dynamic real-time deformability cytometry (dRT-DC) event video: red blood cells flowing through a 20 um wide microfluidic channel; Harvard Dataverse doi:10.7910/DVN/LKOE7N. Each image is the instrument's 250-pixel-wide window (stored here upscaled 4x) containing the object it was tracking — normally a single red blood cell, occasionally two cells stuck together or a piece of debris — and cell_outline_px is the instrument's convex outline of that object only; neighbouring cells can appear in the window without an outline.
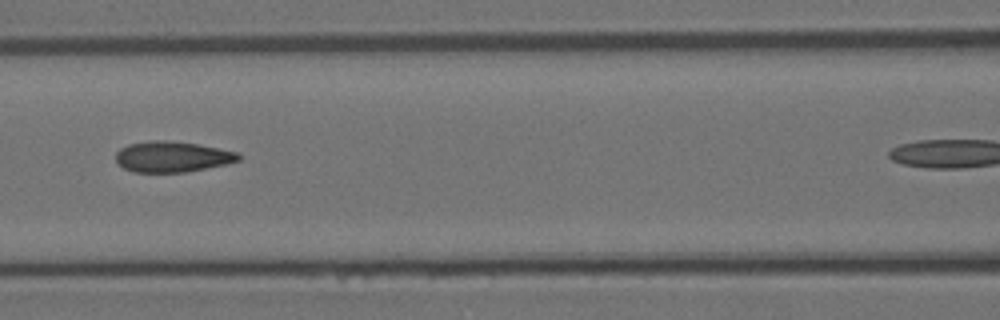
{"species": "Egyptian fruit bat (a non-hibernating species)", "species_latin": "Rousettus aegyptiacus", "temperature_condition": "room temperature", "stored_images_in_passage": 8, "camera_frame_rate_fps": 3000, "um_per_image_px": 0.085, "animal": {"sex": "female"}, "frame": {"image": 1, "passage_image": 5, "time_ms": 1.333, "image_size_px": [1000, 320], "cell_outline_px": [[240, 160], [224, 164], [188, 172], [132, 172], [124, 168], [116, 160], [116, 152], [120, 148], [128, 144], [152, 140], [164, 140], [196, 144], [240, 152]], "centroid_in_image_um": [14.63, 13.32], "position_along_channel_um": 152.0, "area_um2": 21.91}}
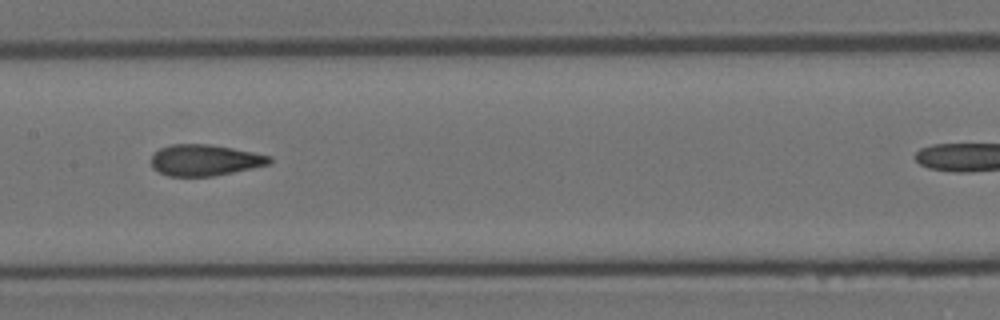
{"frame": {"image": 2, "passage_image": 6, "time_ms": 1.667, "image_size_px": [1000, 320], "cell_outline_px": [[272, 160], [268, 164], [252, 168], [212, 176], [168, 176], [152, 168], [152, 156], [160, 148], [172, 144], [208, 144], [232, 148], [272, 156]], "centroid_in_image_um": [17.4, 13.61], "position_along_channel_um": 190.0, "area_um2": 21.27}}
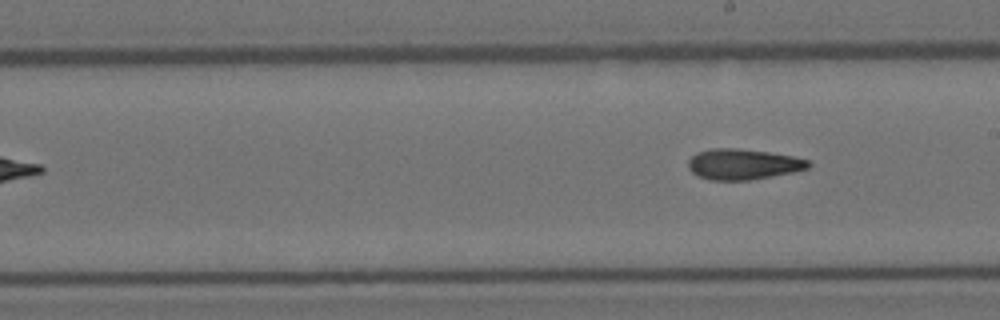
{"frame": {"image": 3, "passage_image": 8, "time_ms": 2.333, "image_size_px": [1000, 320], "cell_outline_px": [[812, 164], [808, 168], [792, 172], [752, 180], [708, 180], [696, 176], [688, 168], [688, 160], [696, 152], [712, 148], [736, 148], [768, 152], [792, 156], [808, 160]], "centroid_in_image_um": [63.12, 13.96], "position_along_channel_um": 225.9, "area_um2": 21.56}}